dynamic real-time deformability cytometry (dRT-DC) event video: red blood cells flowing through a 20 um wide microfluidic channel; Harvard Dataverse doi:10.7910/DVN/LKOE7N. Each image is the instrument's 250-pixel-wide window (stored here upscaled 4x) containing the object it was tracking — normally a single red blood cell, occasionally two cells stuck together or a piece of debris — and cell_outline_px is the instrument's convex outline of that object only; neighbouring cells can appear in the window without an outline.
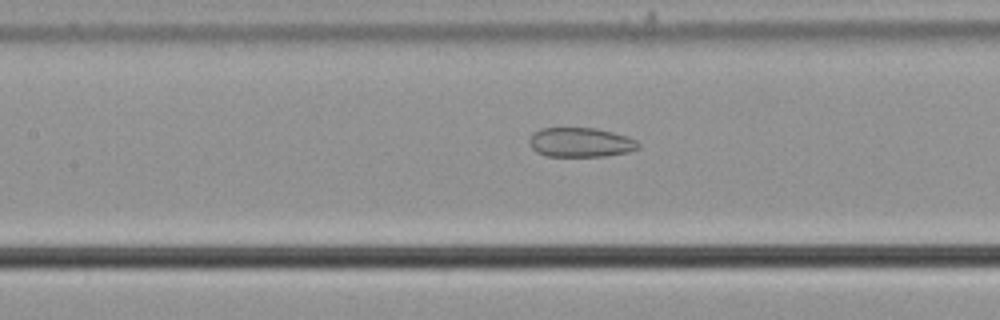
{"species": "common noctule bat (a hibernating species)", "species_latin": "Nyctalus noctula", "temperature_condition": "cold", "stored_images_in_passage": 56, "camera_frame_rate_fps": 3000, "um_per_image_px": 0.085, "animal": {"sex": "male", "body_mass_g": 21.5, "forearm_length_mm": 52.0}, "frame": {"image": 1, "passage_image": 26, "time_ms": 8.333, "image_size_px": [1000, 320], "cell_outline_px": [[640, 148], [628, 152], [604, 156], [548, 156], [536, 152], [532, 148], [528, 140], [532, 132], [540, 128], [596, 128], [628, 136], [636, 140], [640, 144]], "centroid_in_image_um": [49.34, 12.09], "position_along_channel_um": 158.1, "area_um2": 18.84}}
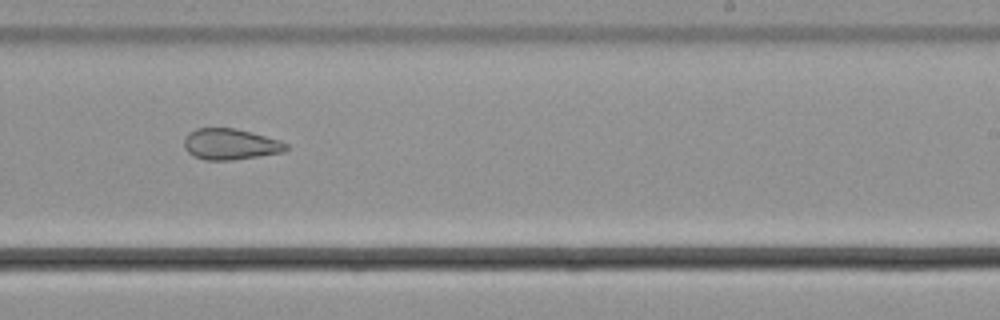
{"frame": {"image": 2, "passage_image": 35, "time_ms": 11.333, "image_size_px": [1000, 320], "cell_outline_px": [[288, 148], [284, 152], [260, 156], [232, 160], [204, 160], [188, 152], [184, 148], [184, 140], [188, 132], [196, 128], [236, 128], [252, 132], [280, 140], [288, 144]], "centroid_in_image_um": [19.59, 12.25], "position_along_channel_um": 269.4, "area_um2": 18.55}}
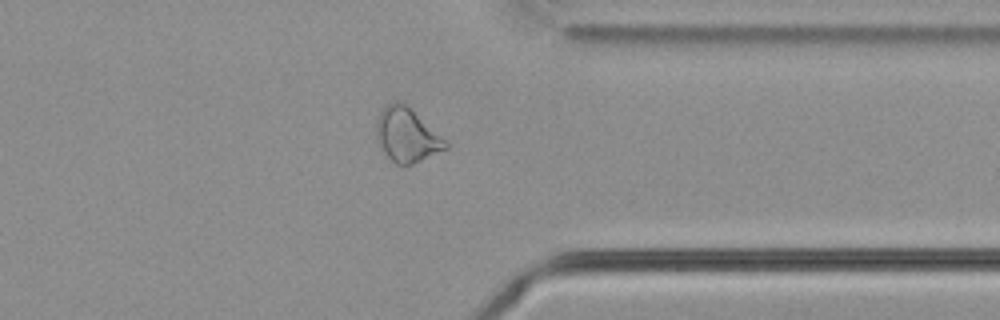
{"frame": {"image": 3, "passage_image": 44, "time_ms": 14.333, "image_size_px": [1000, 320], "cell_outline_px": [[448, 148], [412, 164], [396, 164], [384, 152], [376, 136], [376, 124], [380, 112], [388, 104], [396, 100], [400, 100], [444, 140], [448, 144]], "centroid_in_image_um": [34.54, 11.49], "position_along_channel_um": 376.9, "area_um2": 20.87}, "authors_computed_cell_mechanics": {"area_um2": 23.698, "velocity_mm_per_s": 3.728, "shape_relaxation_time_tau1_ms": null, "shape_relaxation_time_tau2_ms": 3.5395, "deformation_change_tau1": null, "deformation_change_tau2": 0.0911}}